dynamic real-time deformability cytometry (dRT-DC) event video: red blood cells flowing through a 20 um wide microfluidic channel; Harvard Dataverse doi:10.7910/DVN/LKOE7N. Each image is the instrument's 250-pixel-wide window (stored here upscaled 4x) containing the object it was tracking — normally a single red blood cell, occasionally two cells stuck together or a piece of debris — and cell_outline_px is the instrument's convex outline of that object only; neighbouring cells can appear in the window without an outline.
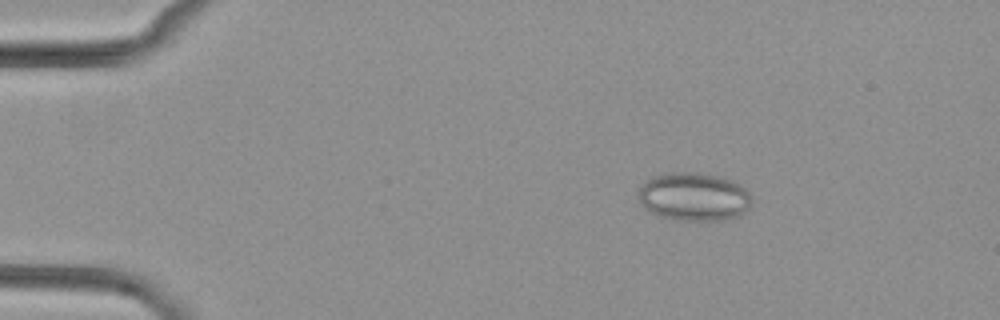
{"species": "common noctule bat (a hibernating species)", "species_latin": "Nyctalus noctula", "temperature_condition": "cold", "stored_images_in_passage": 4, "camera_frame_rate_fps": 3000, "um_per_image_px": 0.085, "animal": {"sex": "female", "body_mass_g": 29.2, "forearm_length_mm": 56.3}, "frame": {"image": 1, "passage_image": 1, "time_ms": 0.0, "image_size_px": [1000, 320], "cell_outline_px": [[752, 204], [740, 216], [724, 220], [676, 220], [660, 216], [644, 208], [640, 200], [640, 188], [644, 180], [652, 176], [668, 172], [692, 172], [724, 176], [736, 180], [748, 192], [752, 200]], "centroid_in_image_um": [59.01, 16.7], "position_along_channel_um": 26.0, "area_um2": 32.31}}